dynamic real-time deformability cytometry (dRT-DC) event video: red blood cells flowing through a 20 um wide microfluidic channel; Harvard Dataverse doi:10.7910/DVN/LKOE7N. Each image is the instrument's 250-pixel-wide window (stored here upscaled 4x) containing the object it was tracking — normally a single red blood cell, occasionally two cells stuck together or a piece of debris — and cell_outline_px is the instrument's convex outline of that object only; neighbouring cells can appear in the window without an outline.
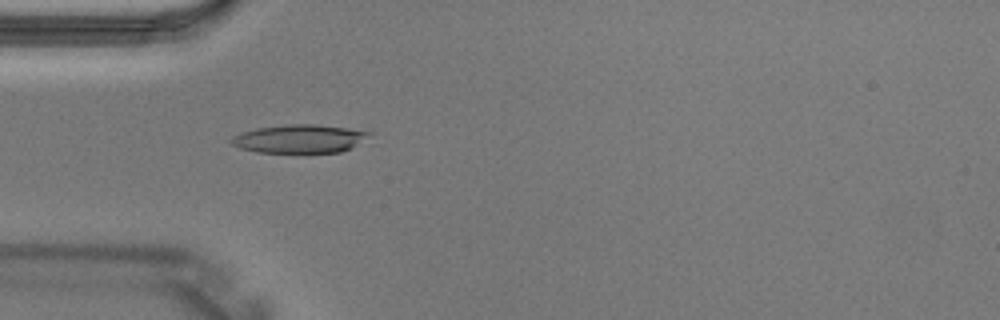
{"species": "Egyptian fruit bat (a non-hibernating species)", "species_latin": "Rousettus aegyptiacus", "temperature_condition": "warm", "stored_images_in_passage": 4, "camera_frame_rate_fps": 3000, "um_per_image_px": 0.085, "animal": {"sex": "male"}, "frame": {"image": 1, "passage_image": 3, "time_ms": 0.667, "image_size_px": [1000, 320], "cell_outline_px": [[372, 132], [352, 148], [340, 152], [256, 152], [240, 148], [232, 144], [228, 140], [232, 136], [240, 132], [256, 128], [284, 124], [316, 124], [348, 128]], "centroid_in_image_um": [25.39, 11.78], "position_along_channel_um": 59.6, "area_um2": 22.77}}